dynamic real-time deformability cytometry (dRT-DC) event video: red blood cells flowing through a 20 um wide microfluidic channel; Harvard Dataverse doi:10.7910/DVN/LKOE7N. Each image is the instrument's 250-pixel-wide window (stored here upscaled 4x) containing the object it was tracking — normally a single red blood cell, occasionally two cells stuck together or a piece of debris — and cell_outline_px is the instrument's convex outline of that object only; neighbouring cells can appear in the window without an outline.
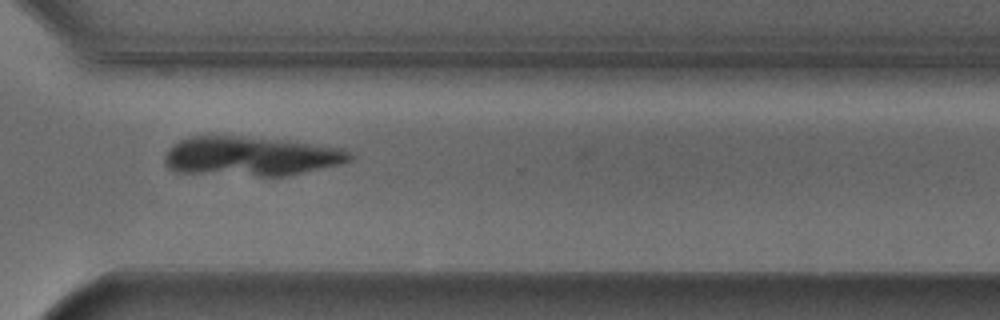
{"species": "Egyptian fruit bat (a non-hibernating species)", "species_latin": "Rousettus aegyptiacus", "temperature_condition": "cold", "stored_images_in_passage": 30, "camera_frame_rate_fps": 3000, "um_per_image_px": 0.085, "animal": {"sex": "male"}, "frame": {"image": 1, "passage_image": 25, "time_ms": 8.0, "image_size_px": [1000, 320], "cell_outline_px": [[352, 160], [336, 164], [284, 176], [260, 176], [172, 172], [164, 164], [164, 156], [168, 148], [172, 144], [188, 136], [236, 136], [276, 140], [340, 148], [348, 152], [352, 156]], "centroid_in_image_um": [21.15, 13.29], "position_along_channel_um": 349.4, "area_um2": 41.91}}